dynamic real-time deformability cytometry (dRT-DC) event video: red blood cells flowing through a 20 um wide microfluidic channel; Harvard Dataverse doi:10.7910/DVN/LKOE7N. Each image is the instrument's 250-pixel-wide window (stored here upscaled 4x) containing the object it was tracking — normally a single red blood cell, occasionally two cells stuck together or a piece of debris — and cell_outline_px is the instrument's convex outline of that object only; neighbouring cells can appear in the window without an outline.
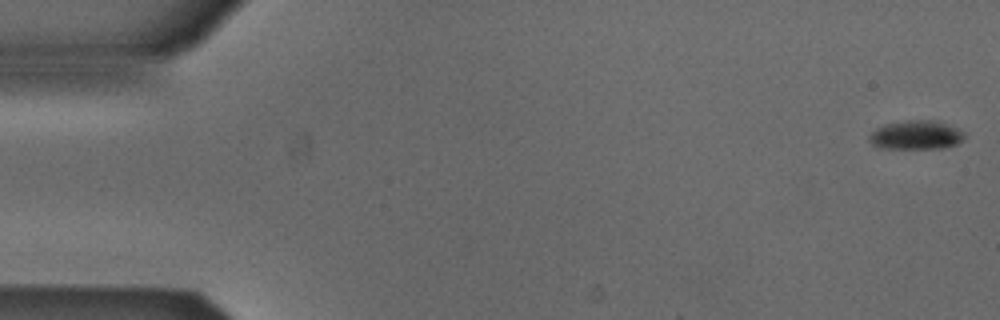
{"species": "Egyptian fruit bat (a non-hibernating species)", "species_latin": "Rousettus aegyptiacus", "temperature_condition": "cold", "stored_images_in_passage": 53, "camera_frame_rate_fps": 3000, "um_per_image_px": 0.085, "animal": {"sex": "male"}, "frame": {"image": 1, "passage_image": 1, "time_ms": 0.0, "image_size_px": [1000, 320], "cell_outline_px": [[964, 140], [956, 144], [944, 148], [880, 148], [872, 144], [868, 140], [868, 136], [876, 128], [884, 124], [904, 120], [936, 120], [956, 128], [964, 132]], "centroid_in_image_um": [77.84, 11.47], "position_along_channel_um": 7.2, "area_um2": 16.13}}
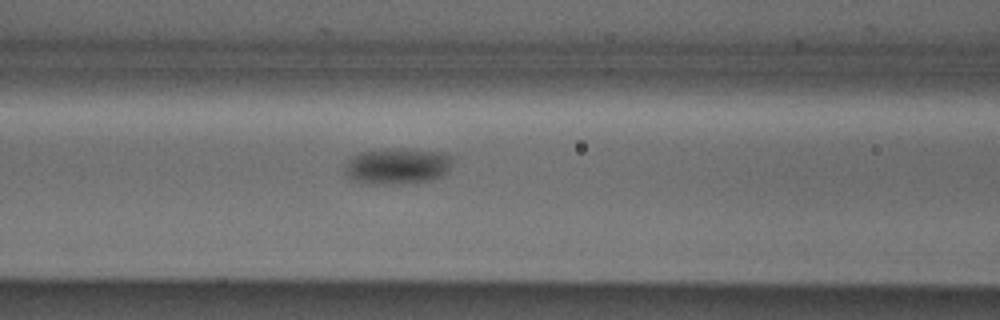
{"frame": {"image": 2, "passage_image": 22, "time_ms": 7.0, "image_size_px": [1000, 320], "cell_outline_px": [[452, 160], [448, 172], [440, 176], [428, 180], [376, 184], [368, 184], [352, 180], [344, 172], [344, 164], [352, 156], [360, 152], [388, 148], [412, 148], [448, 152], [452, 156]], "centroid_in_image_um": [33.77, 14.07], "position_along_channel_um": 132.8, "area_um2": 22.89}}
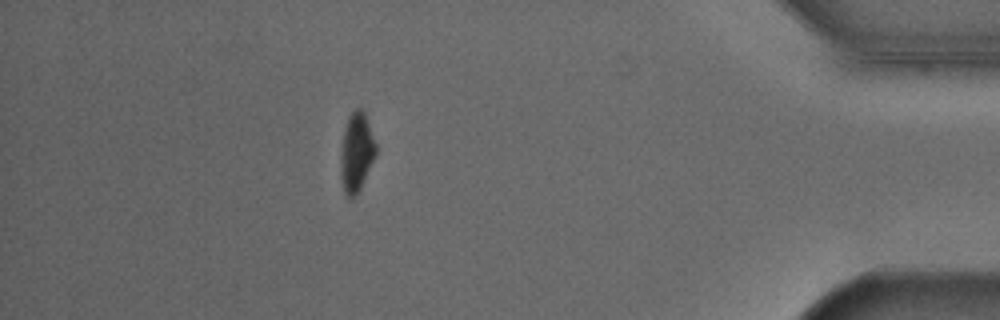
{"frame": {"image": 3, "passage_image": 47, "time_ms": 15.333, "image_size_px": [1000, 320], "cell_outline_px": [[376, 156], [356, 196], [348, 196], [344, 192], [340, 176], [340, 156], [344, 128], [348, 116], [356, 108], [360, 108], [364, 112], [376, 144]], "centroid_in_image_um": [30.29, 12.94], "position_along_channel_um": 404.9, "area_um2": 16.18}, "authors_computed_cell_mechanics": {"area_um2": 19.074, "velocity_mm_per_s": 3.8807, "shape_relaxation_time_tau1_ms": 2.163, "shape_relaxation_time_tau2_ms": null, "deformation_change_tau1": 0.0686, "deformation_change_tau2": null}}